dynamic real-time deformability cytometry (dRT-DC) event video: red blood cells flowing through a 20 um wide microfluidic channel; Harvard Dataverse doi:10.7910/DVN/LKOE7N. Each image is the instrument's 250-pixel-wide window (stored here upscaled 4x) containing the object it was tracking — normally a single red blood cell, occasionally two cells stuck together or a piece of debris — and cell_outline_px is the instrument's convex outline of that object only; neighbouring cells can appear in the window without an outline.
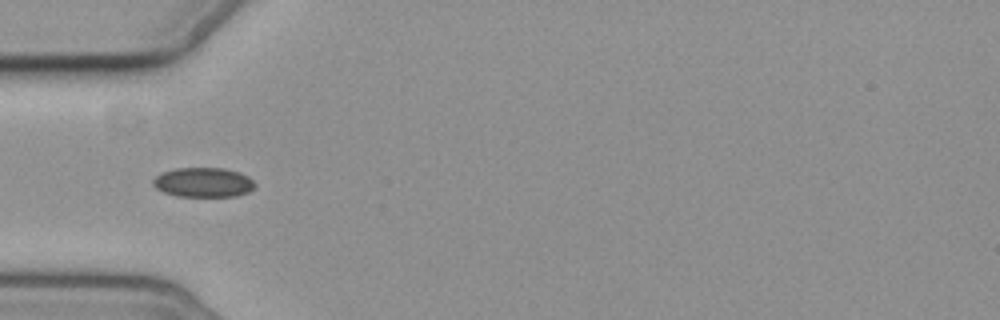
{"species": "common noctule bat (a hibernating species)", "species_latin": "Nyctalus noctula", "temperature_condition": "cold", "stored_images_in_passage": 10, "camera_frame_rate_fps": 3000, "um_per_image_px": 0.085, "animal": {"sex": "female", "body_mass_g": 19.3, "forearm_length_mm": 54.1}, "frame": {"image": 1, "passage_image": 7, "time_ms": 1.667, "image_size_px": [1000, 320], "cell_outline_px": [[256, 184], [248, 192], [236, 196], [176, 196], [164, 192], [156, 188], [152, 184], [152, 180], [160, 172], [176, 168], [224, 168], [240, 172], [248, 176]], "centroid_in_image_um": [17.26, 15.49], "position_along_channel_um": 67.7, "area_um2": 17.63}}
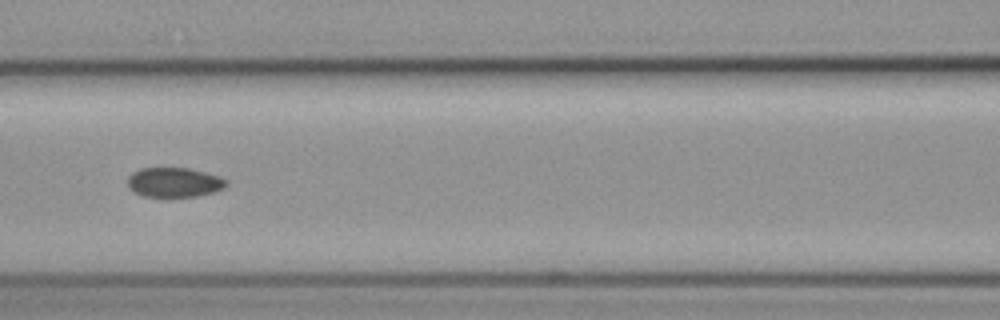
{"frame": {"image": 2, "passage_image": 9, "time_ms": 4.0, "image_size_px": [1000, 320], "cell_outline_px": [[228, 184], [224, 188], [212, 192], [196, 196], [144, 196], [128, 188], [128, 176], [132, 172], [140, 168], [188, 168], [220, 176], [228, 180]], "centroid_in_image_um": [14.81, 15.48], "position_along_channel_um": 151.8, "area_um2": 16.94}}
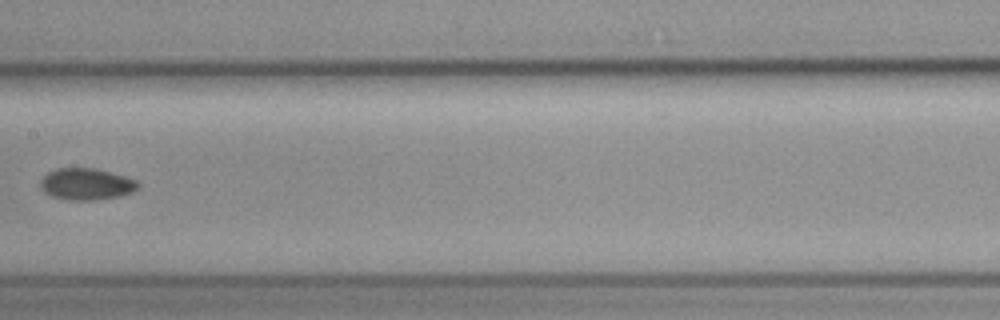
{"frame": {"image": 3, "passage_image": 10, "time_ms": 5.333, "image_size_px": [1000, 320], "cell_outline_px": [[140, 188], [132, 192], [120, 196], [92, 200], [68, 200], [52, 196], [44, 192], [40, 188], [40, 180], [48, 172], [56, 168], [96, 168], [124, 176], [136, 180], [140, 184]], "centroid_in_image_um": [7.34, 15.64], "position_along_channel_um": 200.1, "area_um2": 18.09}}